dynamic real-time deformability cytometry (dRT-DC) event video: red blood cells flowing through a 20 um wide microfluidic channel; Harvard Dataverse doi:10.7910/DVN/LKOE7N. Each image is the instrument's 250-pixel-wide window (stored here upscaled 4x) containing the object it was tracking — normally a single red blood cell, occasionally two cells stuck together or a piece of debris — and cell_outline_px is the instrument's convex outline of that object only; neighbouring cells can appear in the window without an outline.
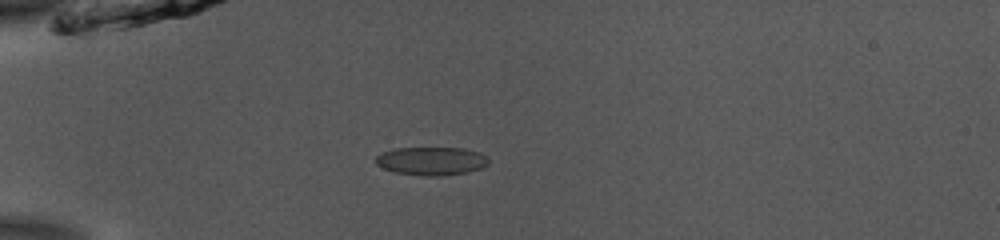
{"species": "common noctule bat (a hibernating species)", "species_latin": "Nyctalus noctula", "temperature_condition": "room temperature", "stored_images_in_passage": 38, "camera_frame_rate_fps": 3000, "um_per_image_px": 0.085, "animal": {"sex": "male", "body_mass_g": 13.0, "forearm_length_mm": 53.1}, "frame": {"image": 1, "passage_image": 1, "time_ms": 0.0, "image_size_px": [1000, 240], "cell_outline_px": [[488, 164], [480, 168], [468, 172], [444, 176], [428, 176], [396, 172], [384, 168], [376, 164], [376, 156], [384, 152], [396, 148], [464, 148], [480, 152], [488, 156]], "centroid_in_image_um": [36.72, 13.68], "position_along_channel_um": 48.3, "area_um2": 18.55}}
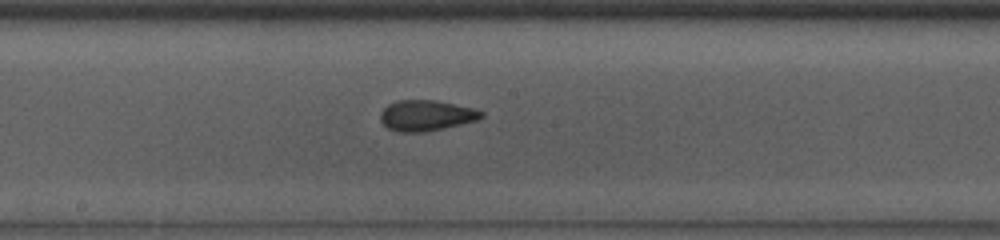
{"frame": {"image": 2, "passage_image": 15, "time_ms": 4.667, "image_size_px": [1000, 240], "cell_outline_px": [[484, 116], [476, 120], [444, 128], [424, 132], [396, 132], [388, 128], [380, 120], [380, 112], [388, 104], [396, 100], [436, 100], [472, 108], [484, 112]], "centroid_in_image_um": [36.19, 9.81], "position_along_channel_um": 212.0, "area_um2": 18.03}}
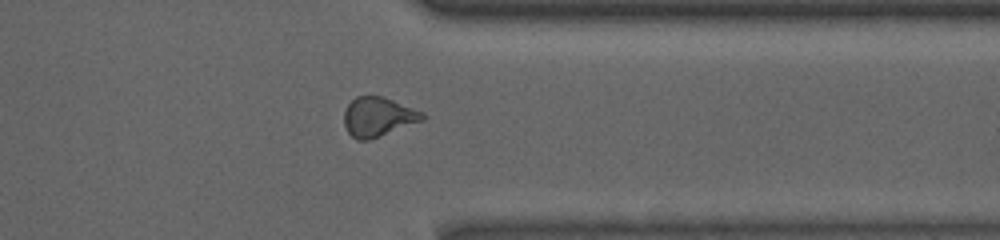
{"frame": {"image": 3, "passage_image": 28, "time_ms": 9.0, "image_size_px": [1000, 240], "cell_outline_px": [[424, 120], [368, 140], [356, 140], [348, 132], [344, 124], [344, 112], [348, 104], [356, 96], [384, 96], [424, 112]], "centroid_in_image_um": [32.14, 9.92], "position_along_channel_um": 379.3, "area_um2": 17.92}, "authors_computed_cell_mechanics": {"area_um2": 18.0047, "velocity_mm_per_s": 3.8931, "shape_relaxation_time_tau1_ms": 3.8395, "shape_relaxation_time_tau2_ms": 1.2656, "deformation_change_tau1": 0.1053, "deformation_change_tau2": 0.0787}}